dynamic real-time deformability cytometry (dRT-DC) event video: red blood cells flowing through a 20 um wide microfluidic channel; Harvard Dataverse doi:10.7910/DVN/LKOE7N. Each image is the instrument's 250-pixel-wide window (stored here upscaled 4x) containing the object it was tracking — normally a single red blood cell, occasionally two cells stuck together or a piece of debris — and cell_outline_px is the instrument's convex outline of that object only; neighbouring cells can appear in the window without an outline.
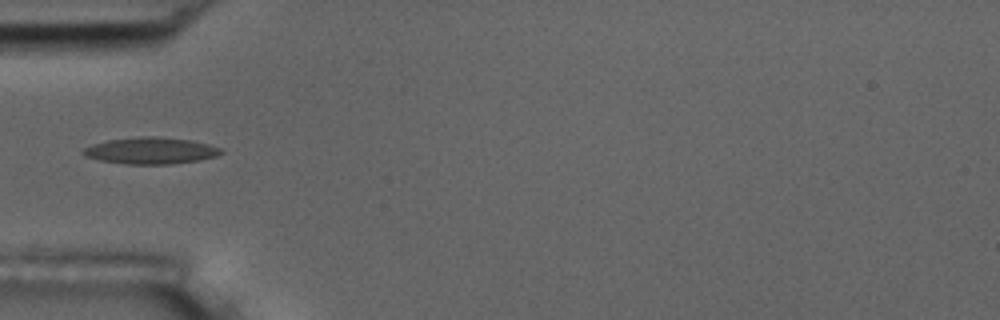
{"species": "common noctule bat (a hibernating species)", "species_latin": "Nyctalus noctula", "temperature_condition": "room temperature", "stored_images_in_passage": 8, "camera_frame_rate_fps": 3000, "um_per_image_px": 0.085, "animal": {"sex": "male", "body_mass_g": 17.5, "forearm_length_mm": 52.3}, "frame": {"image": 1, "passage_image": 1, "time_ms": 0.0, "image_size_px": [1000, 320], "cell_outline_px": [[224, 152], [216, 156], [200, 160], [168, 164], [124, 164], [100, 160], [84, 156], [80, 152], [84, 148], [92, 144], [108, 140], [140, 136], [160, 136], [192, 140], [208, 144], [220, 148]], "centroid_in_image_um": [12.8, 12.8], "position_along_channel_um": 72.2, "area_um2": 21.5}}